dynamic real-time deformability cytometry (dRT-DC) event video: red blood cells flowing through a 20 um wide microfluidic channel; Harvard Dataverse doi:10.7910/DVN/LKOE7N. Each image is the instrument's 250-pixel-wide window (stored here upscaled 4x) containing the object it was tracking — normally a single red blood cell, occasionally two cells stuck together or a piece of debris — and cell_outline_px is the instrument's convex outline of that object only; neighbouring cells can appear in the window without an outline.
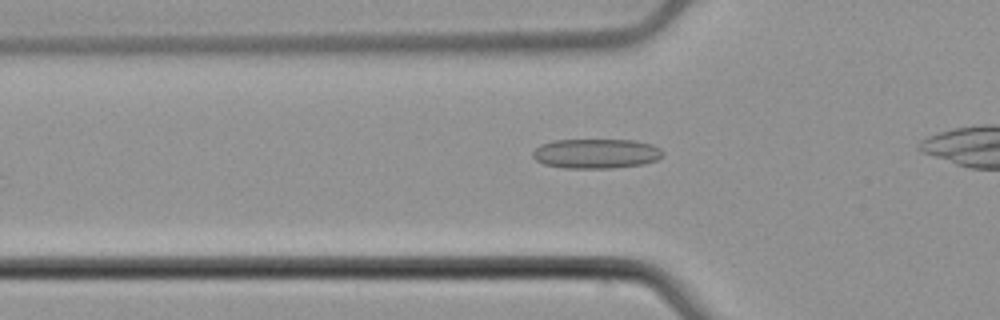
{"species": "common noctule bat (a hibernating species)", "species_latin": "Nyctalus noctula", "temperature_condition": "cold", "stored_images_in_passage": 13, "camera_frame_rate_fps": 3000, "um_per_image_px": 0.085, "animal": {"sex": "male", "body_mass_g": 21.5, "forearm_length_mm": 52.0}, "frame": {"image": 1, "passage_image": 10, "time_ms": 3.0, "image_size_px": [1000, 320], "cell_outline_px": [[664, 152], [656, 160], [644, 164], [612, 168], [564, 168], [544, 164], [536, 160], [532, 156], [532, 152], [540, 144], [552, 140], [632, 140], [652, 144], [660, 148]], "centroid_in_image_um": [50.65, 13.05], "position_along_channel_um": 75.2, "area_um2": 22.54}}